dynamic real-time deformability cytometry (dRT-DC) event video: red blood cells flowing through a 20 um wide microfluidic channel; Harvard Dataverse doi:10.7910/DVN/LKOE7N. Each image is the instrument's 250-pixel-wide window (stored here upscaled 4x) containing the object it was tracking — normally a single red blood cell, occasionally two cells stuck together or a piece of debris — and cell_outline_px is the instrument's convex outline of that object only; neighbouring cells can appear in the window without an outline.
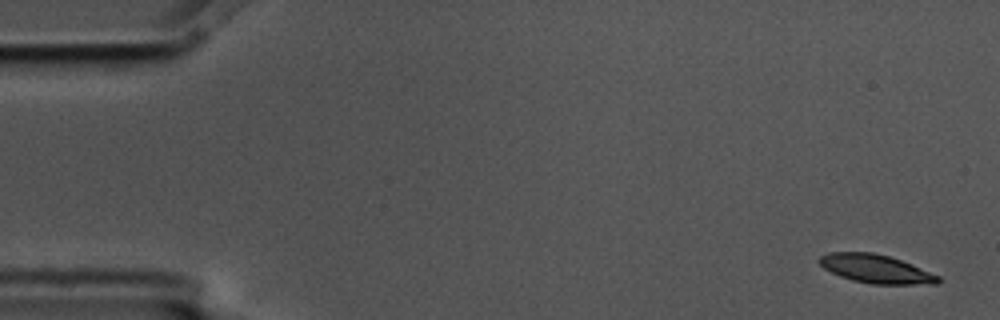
{"species": "common noctule bat (a hibernating species)", "species_latin": "Nyctalus noctula", "temperature_condition": "cold", "stored_images_in_passage": 5, "camera_frame_rate_fps": 3000, "um_per_image_px": 0.085, "animal": {"sex": "male", "body_mass_g": 17.5, "forearm_length_mm": 52.3}, "frame": {"image": 1, "passage_image": 1, "time_ms": 0.0, "image_size_px": [1000, 320], "cell_outline_px": [[940, 284], [872, 284], [852, 280], [840, 276], [824, 268], [816, 260], [820, 256], [828, 252], [872, 252], [888, 256], [900, 260], [940, 276]], "centroid_in_image_um": [74.42, 22.85], "position_along_channel_um": 10.6, "area_um2": 19.65}}
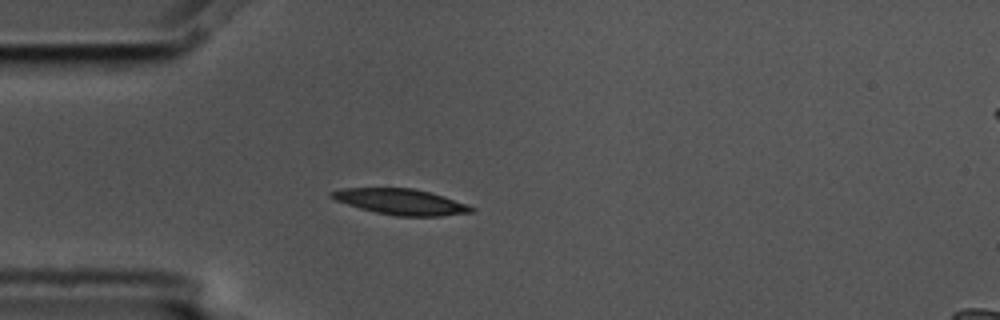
{"frame": {"image": 2, "passage_image": 4, "time_ms": 1.0, "image_size_px": [1000, 320], "cell_outline_px": [[476, 212], [440, 216], [396, 216], [376, 212], [360, 208], [336, 200], [328, 196], [328, 192], [340, 188], [412, 188], [444, 196], [468, 204], [476, 208]], "centroid_in_image_um": [34.09, 17.15], "position_along_channel_um": 50.9, "area_um2": 21.1}}